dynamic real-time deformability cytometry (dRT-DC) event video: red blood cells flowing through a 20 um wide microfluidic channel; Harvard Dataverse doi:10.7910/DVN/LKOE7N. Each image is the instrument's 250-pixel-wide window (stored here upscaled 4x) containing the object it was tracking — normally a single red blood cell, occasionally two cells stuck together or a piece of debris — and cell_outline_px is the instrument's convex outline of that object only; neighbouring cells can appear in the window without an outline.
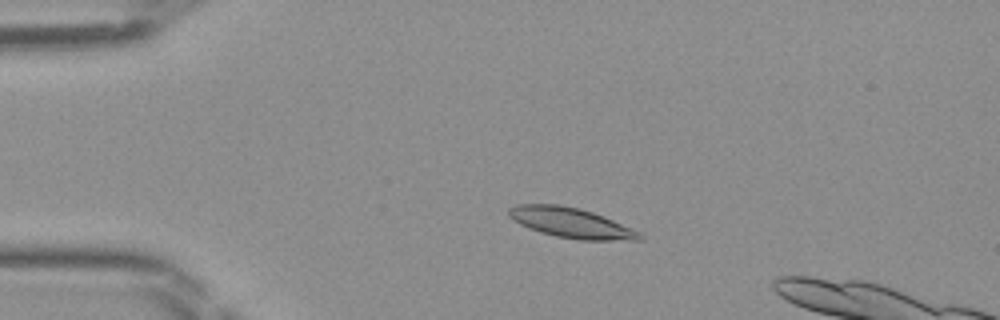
{"species": "Egyptian fruit bat (a non-hibernating species)", "species_latin": "Rousettus aegyptiacus", "temperature_condition": "room temperature", "stored_images_in_passage": 45, "camera_frame_rate_fps": 3000, "um_per_image_px": 0.085, "frame": {"image": 1, "passage_image": 10, "time_ms": 3.0, "image_size_px": [1000, 320], "cell_outline_px": [[644, 240], [580, 240], [556, 236], [540, 232], [528, 228], [512, 220], [508, 216], [508, 208], [516, 204], [560, 204], [580, 208], [592, 212], [632, 228], [640, 232], [644, 236]], "centroid_in_image_um": [48.52, 18.94], "position_along_channel_um": 36.5, "area_um2": 23.06}}
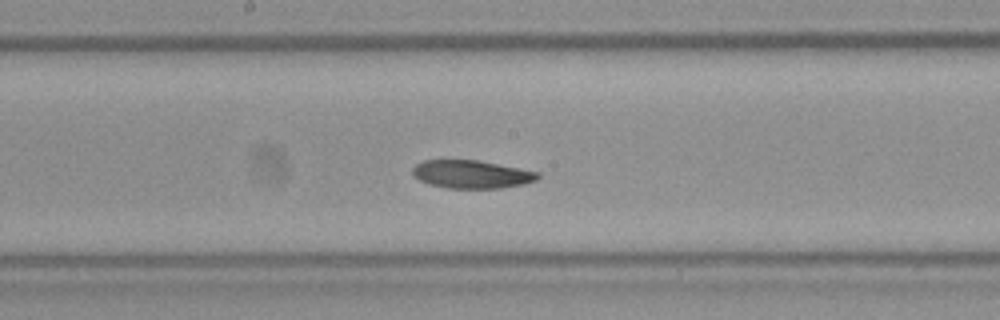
{"frame": {"image": 2, "passage_image": 25, "time_ms": 8.0, "image_size_px": [1000, 320], "cell_outline_px": [[540, 176], [536, 180], [524, 184], [500, 188], [448, 188], [428, 184], [412, 176], [412, 168], [416, 164], [424, 160], [476, 160], [540, 172]], "centroid_in_image_um": [40.06, 14.81], "position_along_channel_um": 208.1, "area_um2": 20.46}}
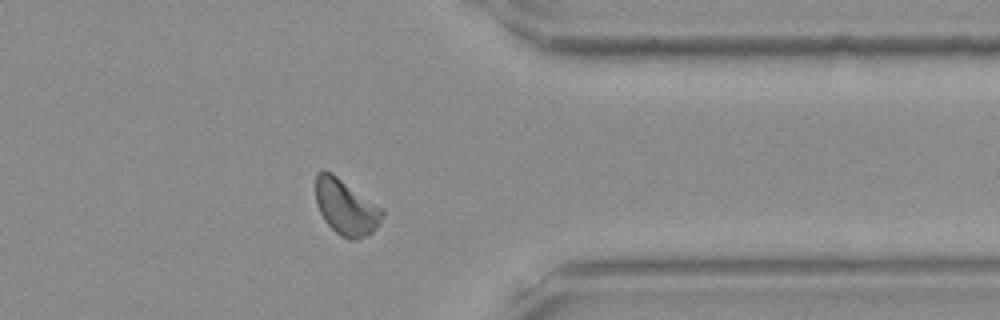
{"frame": {"image": 3, "passage_image": 38, "time_ms": 12.333, "image_size_px": [1000, 320], "cell_outline_px": [[384, 212], [380, 224], [372, 232], [356, 240], [348, 240], [340, 236], [324, 220], [316, 204], [316, 172], [324, 168], [332, 172], [384, 208]], "centroid_in_image_um": [29.41, 17.58], "position_along_channel_um": 382.0, "area_um2": 21.96}}